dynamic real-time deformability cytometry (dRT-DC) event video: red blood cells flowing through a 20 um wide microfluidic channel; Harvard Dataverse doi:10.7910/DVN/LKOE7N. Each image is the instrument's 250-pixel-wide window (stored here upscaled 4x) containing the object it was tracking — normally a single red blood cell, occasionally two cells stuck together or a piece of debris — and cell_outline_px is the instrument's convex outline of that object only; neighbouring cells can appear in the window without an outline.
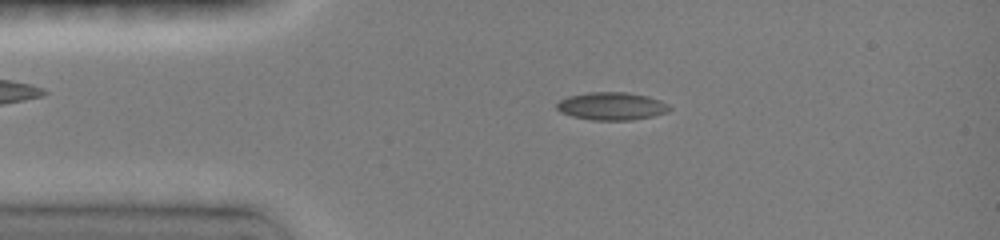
{"species": "common noctule bat (a hibernating species)", "species_latin": "Nyctalus noctula", "temperature_condition": "room temperature", "stored_images_in_passage": 3, "camera_frame_rate_fps": 3000, "um_per_image_px": 0.085, "animal": {"sex": "female", "body_mass_g": 19.0, "forearm_length_mm": 51.5}, "frame": {"image": 1, "passage_image": 2, "time_ms": 1.333, "image_size_px": [1000, 240], "cell_outline_px": [[672, 108], [664, 112], [652, 116], [632, 120], [592, 120], [572, 116], [560, 112], [556, 108], [556, 104], [560, 100], [568, 96], [588, 92], [628, 92], [648, 96], [660, 100], [668, 104]], "centroid_in_image_um": [51.97, 9.01], "position_along_channel_um": 33.0, "area_um2": 18.26}}